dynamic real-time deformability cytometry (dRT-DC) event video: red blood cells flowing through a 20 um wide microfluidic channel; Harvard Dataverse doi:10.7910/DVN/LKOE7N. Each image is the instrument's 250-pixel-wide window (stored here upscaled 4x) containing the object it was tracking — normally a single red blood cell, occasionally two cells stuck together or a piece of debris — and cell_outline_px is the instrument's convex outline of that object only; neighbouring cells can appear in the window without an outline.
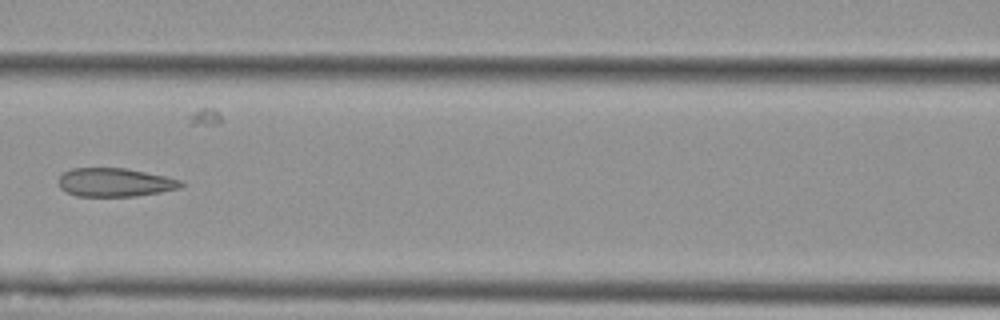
{"species": "Egyptian fruit bat (a non-hibernating species)", "species_latin": "Rousettus aegyptiacus", "temperature_condition": "cold", "stored_images_in_passage": 7, "camera_frame_rate_fps": 3000, "um_per_image_px": 0.085, "animal": {"sex": "female"}, "frame": {"image": 1, "passage_image": 7, "time_ms": 7.0, "image_size_px": [1000, 320], "cell_outline_px": [[184, 184], [180, 188], [160, 192], [136, 196], [76, 196], [60, 188], [60, 176], [64, 172], [72, 168], [124, 168], [164, 176], [180, 180]], "centroid_in_image_um": [9.76, 15.5], "position_along_channel_um": 156.8, "area_um2": 20.11}}